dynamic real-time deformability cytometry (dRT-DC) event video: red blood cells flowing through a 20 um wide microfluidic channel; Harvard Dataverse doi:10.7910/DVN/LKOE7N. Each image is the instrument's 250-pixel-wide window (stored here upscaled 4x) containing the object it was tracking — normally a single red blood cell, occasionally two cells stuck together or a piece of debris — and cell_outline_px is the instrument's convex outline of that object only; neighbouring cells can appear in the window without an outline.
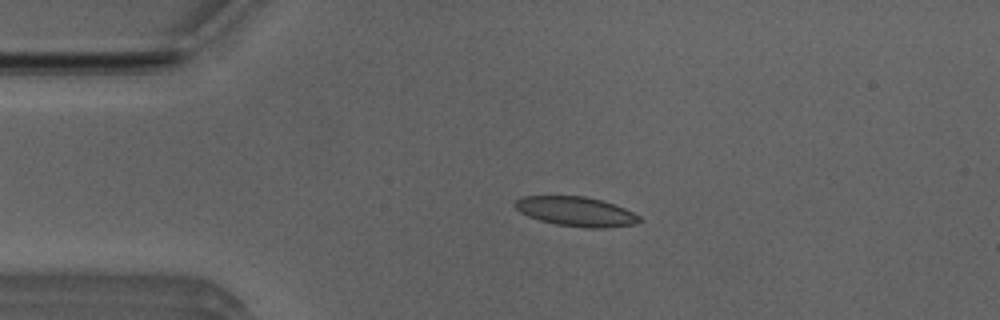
{"species": "Egyptian fruit bat (a non-hibernating species)", "species_latin": "Rousettus aegyptiacus", "temperature_condition": "room temperature", "stored_images_in_passage": 52, "camera_frame_rate_fps": 3000, "um_per_image_px": 0.085, "animal": {"sex": "male"}, "frame": {"image": 1, "passage_image": 11, "time_ms": 3.333, "image_size_px": [1000, 320], "cell_outline_px": [[644, 220], [636, 224], [604, 228], [584, 228], [556, 224], [540, 220], [528, 216], [520, 212], [512, 204], [520, 196], [584, 196], [600, 200], [624, 208], [640, 216]], "centroid_in_image_um": [48.96, 17.98], "position_along_channel_um": 36.0, "area_um2": 21.44}}
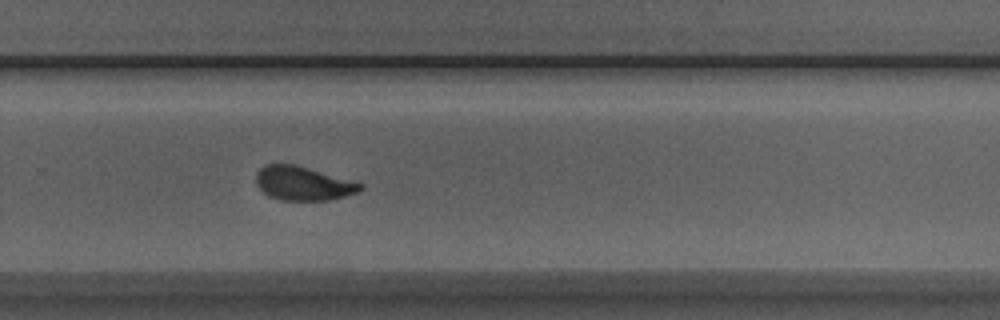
{"frame": {"image": 2, "passage_image": 34, "time_ms": 11.0, "image_size_px": [1000, 320], "cell_outline_px": [[364, 188], [360, 192], [328, 200], [280, 200], [268, 196], [256, 184], [256, 172], [264, 164], [292, 164], [308, 168], [364, 184]], "centroid_in_image_um": [25.75, 15.59], "position_along_channel_um": 304.1, "area_um2": 20.52}}
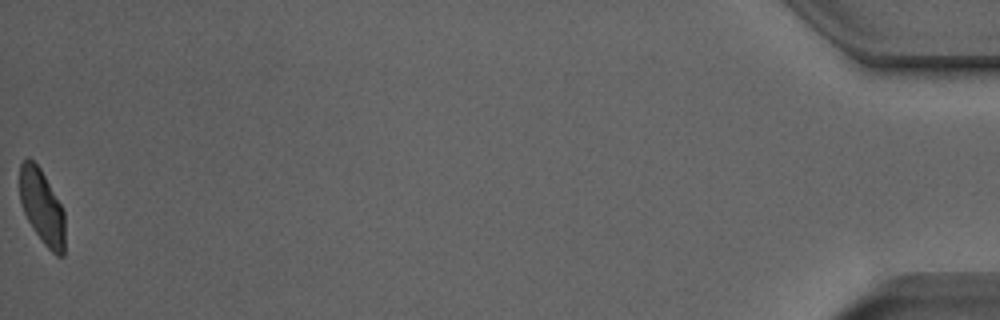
{"frame": {"image": 3, "passage_image": 52, "time_ms": 17.0, "image_size_px": [1000, 320], "cell_outline_px": [[64, 256], [56, 256], [44, 244], [28, 220], [24, 212], [20, 200], [20, 164], [28, 156], [40, 168], [60, 204], [64, 212]], "centroid_in_image_um": [3.57, 17.59], "position_along_channel_um": 431.6, "area_um2": 19.31}, "authors_computed_cell_mechanics": {"area_um2": 21.097, "velocity_mm_per_s": 3.9136, "shape_relaxation_time_tau1_ms": 3.3619, "shape_relaxation_time_tau2_ms": 1.0706, "deformation_change_tau1": 0.123, "deformation_change_tau2": 0.0659}}